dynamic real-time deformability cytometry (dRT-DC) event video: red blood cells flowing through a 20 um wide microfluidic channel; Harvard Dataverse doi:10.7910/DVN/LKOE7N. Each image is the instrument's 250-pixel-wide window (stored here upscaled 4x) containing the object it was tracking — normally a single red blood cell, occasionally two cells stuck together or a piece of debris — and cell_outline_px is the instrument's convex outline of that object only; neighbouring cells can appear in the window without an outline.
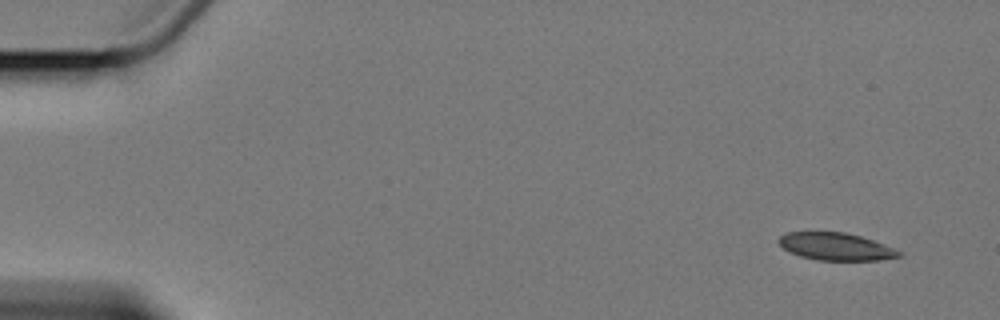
{"species": "Egyptian fruit bat (a non-hibernating species)", "species_latin": "Rousettus aegyptiacus", "temperature_condition": "cold", "stored_images_in_passage": 5, "camera_frame_rate_fps": 3000, "um_per_image_px": 0.085, "animal": {"sex": "female"}, "frame": {"image": 1, "passage_image": 1, "time_ms": 0.0, "image_size_px": [1000, 320], "cell_outline_px": [[904, 256], [880, 260], [816, 260], [800, 256], [784, 248], [776, 240], [780, 236], [788, 232], [844, 232], [860, 236], [872, 240], [904, 252]], "centroid_in_image_um": [71.08, 20.96], "position_along_channel_um": 13.9, "area_um2": 19.19}}
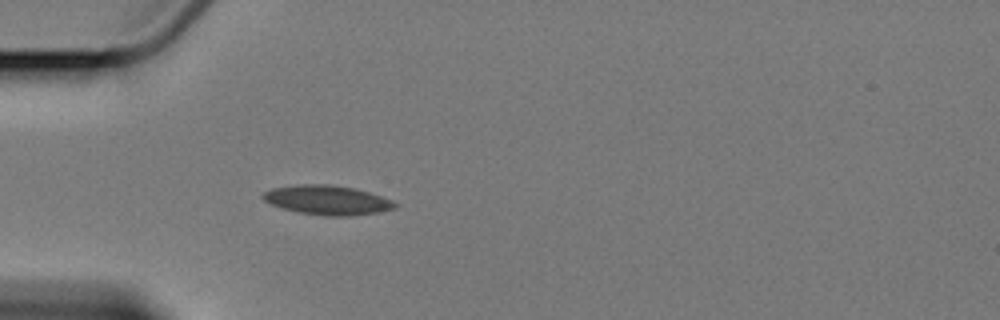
{"frame": {"image": 2, "passage_image": 5, "time_ms": 4.667, "image_size_px": [1000, 320], "cell_outline_px": [[396, 208], [376, 212], [348, 216], [324, 216], [300, 212], [284, 208], [272, 204], [264, 200], [260, 196], [264, 192], [272, 188], [300, 184], [332, 184], [356, 188], [392, 200], [396, 204]], "centroid_in_image_um": [27.81, 16.99], "position_along_channel_um": 57.2, "area_um2": 22.43}}